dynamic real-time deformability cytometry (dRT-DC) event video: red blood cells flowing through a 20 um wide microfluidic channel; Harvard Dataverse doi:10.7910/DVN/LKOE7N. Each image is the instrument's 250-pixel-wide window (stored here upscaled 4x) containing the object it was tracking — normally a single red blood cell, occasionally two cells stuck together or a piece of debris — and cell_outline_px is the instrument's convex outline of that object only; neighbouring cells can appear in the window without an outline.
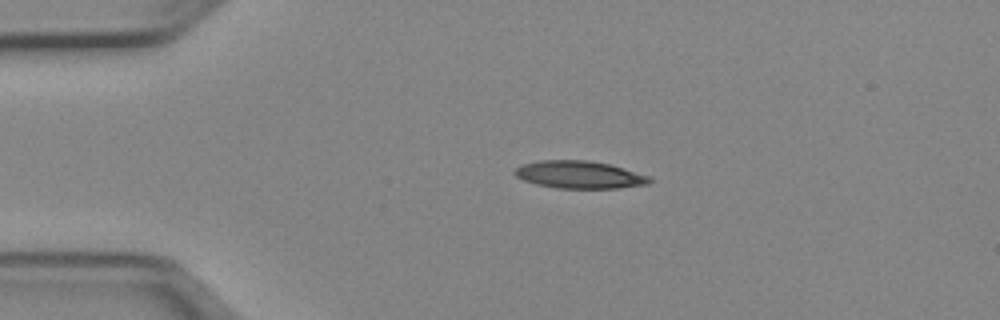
{"species": "Egyptian fruit bat (a non-hibernating species)", "species_latin": "Rousettus aegyptiacus", "temperature_condition": "cold", "stored_images_in_passage": 41, "camera_frame_rate_fps": 3000, "um_per_image_px": 0.085, "animal": {"sex": "female"}, "frame": {"image": 1, "passage_image": 1, "time_ms": 0.0, "image_size_px": [1000, 320], "cell_outline_px": [[652, 180], [648, 184], [620, 188], [556, 188], [536, 184], [524, 180], [516, 176], [512, 172], [520, 164], [540, 160], [588, 160], [612, 164], [652, 176]], "centroid_in_image_um": [49.28, 14.84], "position_along_channel_um": 35.7, "area_um2": 21.96}}
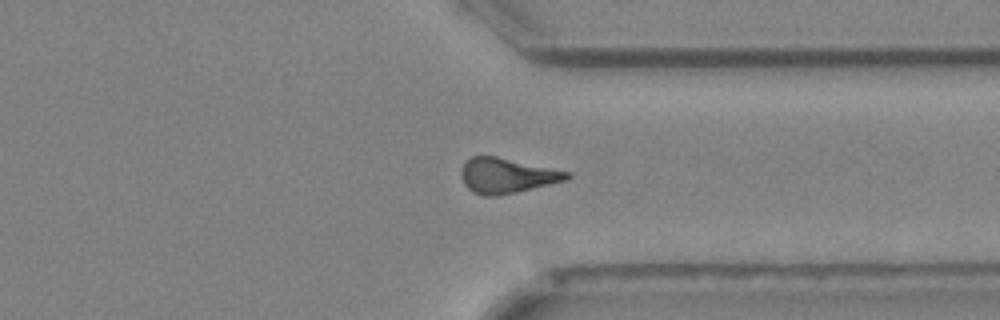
{"frame": {"image": 2, "passage_image": 29, "time_ms": 9.333, "image_size_px": [1000, 320], "cell_outline_px": [[572, 176], [564, 180], [516, 192], [496, 196], [484, 196], [472, 192], [464, 184], [460, 176], [460, 172], [468, 156], [496, 156], [572, 172]], "centroid_in_image_um": [43.04, 14.91], "position_along_channel_um": 368.4, "area_um2": 21.62}}
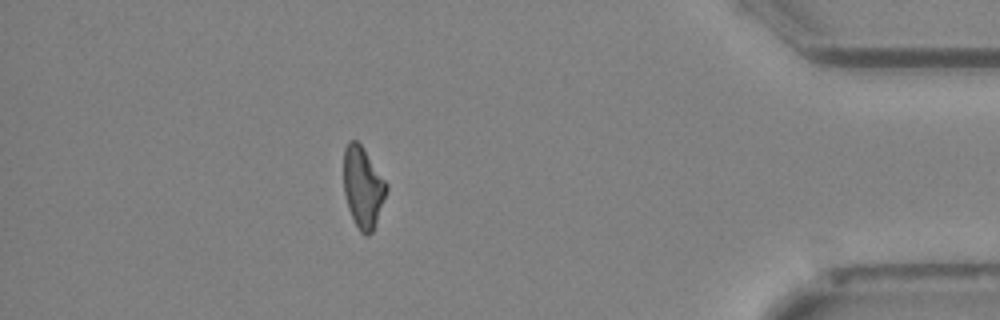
{"frame": {"image": 3, "passage_image": 35, "time_ms": 11.333, "image_size_px": [1000, 320], "cell_outline_px": [[388, 188], [372, 232], [368, 236], [364, 236], [360, 232], [348, 208], [344, 192], [344, 148], [348, 140], [356, 140], [360, 144], [388, 184]], "centroid_in_image_um": [30.84, 15.91], "position_along_channel_um": 404.4, "area_um2": 19.94}, "authors_computed_cell_mechanics": {"area_um2": 21.5016, "velocity_mm_per_s": 3.9848, "shape_relaxation_time_tau1_ms": null, "shape_relaxation_time_tau2_ms": 5.3959, "deformation_change_tau1": null, "deformation_change_tau2": 0.1914}}